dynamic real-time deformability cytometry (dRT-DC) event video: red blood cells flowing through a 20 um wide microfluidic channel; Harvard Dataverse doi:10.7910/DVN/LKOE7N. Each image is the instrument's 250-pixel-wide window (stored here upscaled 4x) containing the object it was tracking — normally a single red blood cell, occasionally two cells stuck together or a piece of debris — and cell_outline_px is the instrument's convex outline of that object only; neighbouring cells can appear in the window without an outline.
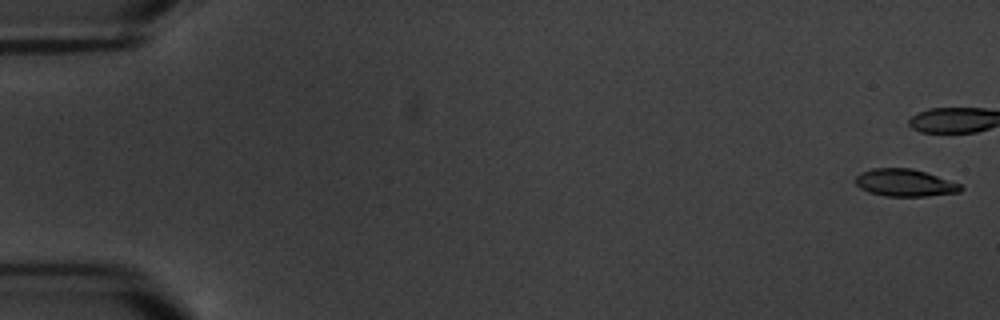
{"species": "common noctule bat (a hibernating species)", "species_latin": "Nyctalus noctula", "temperature_condition": "warm", "stored_images_in_passage": 6, "segment_of_instrument_passage": [2, 2], "camera_frame_rate_fps": 3000, "um_per_image_px": 0.085, "animal": {"sex": "male", "body_mass_g": 20.1, "forearm_length_mm": 53.5}, "frame": {"image": 1, "passage_image": 6, "time_ms": 6.0, "image_size_px": [1000, 320], "cell_outline_px": [[964, 188], [960, 192], [928, 196], [888, 196], [868, 192], [860, 188], [856, 184], [856, 176], [860, 172], [872, 168], [912, 168], [964, 184]], "centroid_in_image_um": [76.95, 15.53], "position_along_channel_um": 8.0, "area_um2": 16.94}}